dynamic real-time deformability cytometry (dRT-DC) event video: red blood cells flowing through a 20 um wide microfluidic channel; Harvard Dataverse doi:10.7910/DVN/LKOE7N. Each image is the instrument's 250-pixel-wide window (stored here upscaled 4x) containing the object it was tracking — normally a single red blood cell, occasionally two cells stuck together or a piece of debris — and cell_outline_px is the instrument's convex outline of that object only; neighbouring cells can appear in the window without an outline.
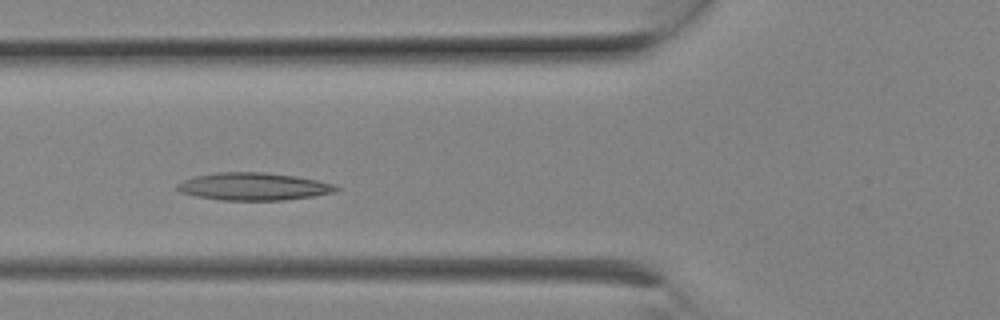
{"species": "Egyptian fruit bat (a non-hibernating species)", "species_latin": "Rousettus aegyptiacus", "temperature_condition": "room temperature", "stored_images_in_passage": 6, "camera_frame_rate_fps": 3000, "um_per_image_px": 0.085, "animal": {"sex": "female"}, "frame": {"image": 1, "passage_image": 5, "time_ms": 1.333, "image_size_px": [1000, 320], "cell_outline_px": [[340, 188], [336, 192], [312, 196], [284, 200], [220, 200], [196, 196], [180, 192], [176, 188], [176, 184], [184, 180], [196, 176], [220, 172], [264, 172], [296, 176], [336, 184]], "centroid_in_image_um": [21.57, 15.85], "position_along_channel_um": 104.2, "area_um2": 25.49}}
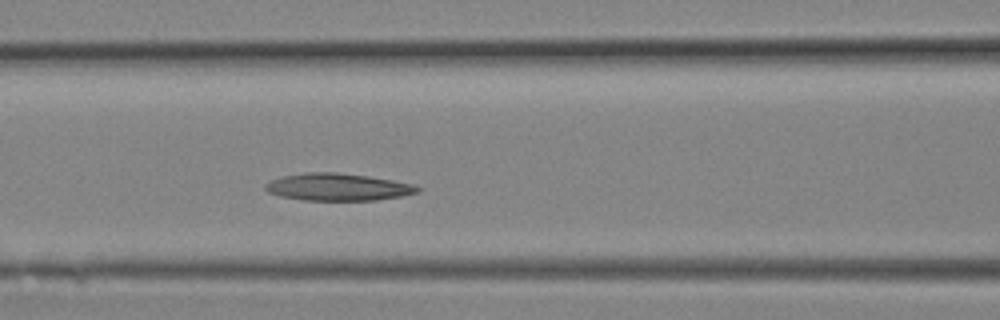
{"frame": {"image": 2, "passage_image": 6, "time_ms": 1.667, "image_size_px": [1000, 320], "cell_outline_px": [[424, 188], [420, 192], [404, 196], [376, 200], [304, 200], [280, 196], [268, 192], [264, 188], [264, 184], [272, 180], [284, 176], [304, 172], [336, 172], [368, 176], [392, 180], [412, 184]], "centroid_in_image_um": [28.76, 15.9], "position_along_channel_um": 137.8, "area_um2": 24.28}}